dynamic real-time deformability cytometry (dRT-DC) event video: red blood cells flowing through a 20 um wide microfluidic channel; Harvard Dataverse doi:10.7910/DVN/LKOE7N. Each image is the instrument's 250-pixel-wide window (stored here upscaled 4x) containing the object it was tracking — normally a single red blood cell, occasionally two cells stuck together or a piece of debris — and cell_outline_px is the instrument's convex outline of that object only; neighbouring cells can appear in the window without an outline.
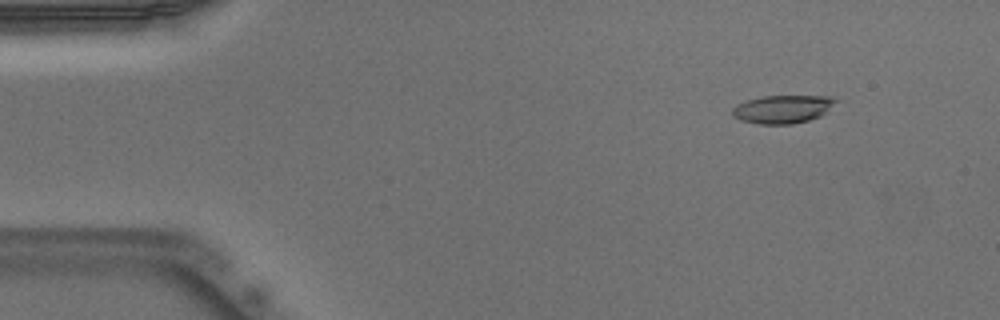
{"species": "Egyptian fruit bat (a non-hibernating species)", "species_latin": "Rousettus aegyptiacus", "temperature_condition": "warm", "stored_images_in_passage": 51, "camera_frame_rate_fps": 3000, "um_per_image_px": 0.085, "animal": {"sex": "male"}, "frame": {"image": 1, "passage_image": 6, "time_ms": 1.667, "image_size_px": [1000, 320], "cell_outline_px": [[840, 100], [820, 116], [808, 120], [792, 124], [756, 124], [740, 120], [732, 116], [732, 108], [736, 104], [744, 100], [764, 96], [832, 96]], "centroid_in_image_um": [66.5, 9.27], "position_along_channel_um": 18.5, "area_um2": 17.17}}
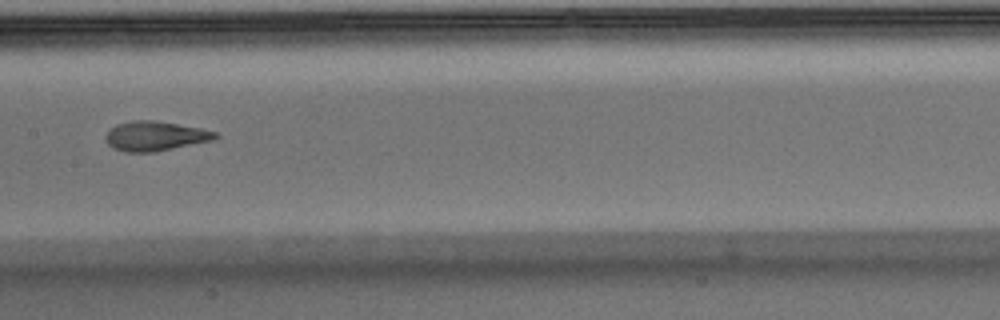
{"frame": {"image": 2, "passage_image": 26, "time_ms": 8.333, "image_size_px": [1000, 320], "cell_outline_px": [[220, 136], [212, 140], [156, 152], [128, 152], [112, 148], [108, 144], [104, 136], [116, 124], [132, 120], [156, 120], [200, 128], [216, 132]], "centroid_in_image_um": [13.18, 11.56], "position_along_channel_um": 194.2, "area_um2": 18.9}}
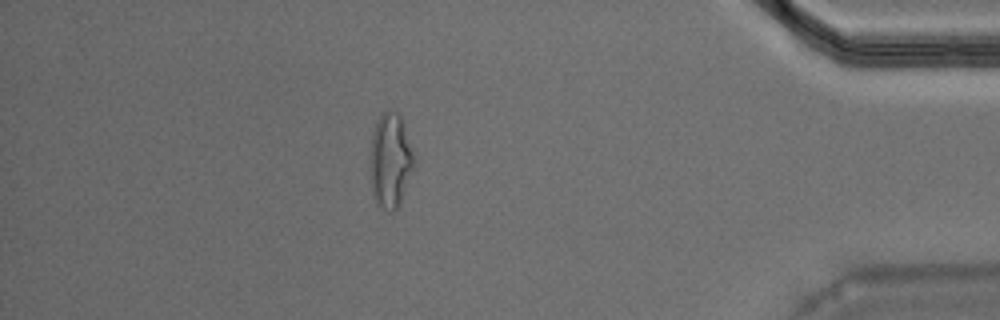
{"frame": {"image": 3, "passage_image": 45, "time_ms": 14.667, "image_size_px": [1000, 320], "cell_outline_px": [[416, 160], [400, 200], [396, 208], [392, 212], [388, 212], [376, 204], [372, 192], [368, 168], [372, 136], [380, 112], [396, 112], [400, 116], [404, 124], [416, 156]], "centroid_in_image_um": [33.16, 13.64], "position_along_channel_um": 402.0, "area_um2": 24.45}, "authors_computed_cell_mechanics": {"area_um2": 18.4382, "velocity_mm_per_s": 3.9465, "shape_relaxation_time_tau1_ms": 7.4701, "shape_relaxation_time_tau2_ms": 1.2461, "deformation_change_tau1": 0.2739, "deformation_change_tau2": 0.0959}}